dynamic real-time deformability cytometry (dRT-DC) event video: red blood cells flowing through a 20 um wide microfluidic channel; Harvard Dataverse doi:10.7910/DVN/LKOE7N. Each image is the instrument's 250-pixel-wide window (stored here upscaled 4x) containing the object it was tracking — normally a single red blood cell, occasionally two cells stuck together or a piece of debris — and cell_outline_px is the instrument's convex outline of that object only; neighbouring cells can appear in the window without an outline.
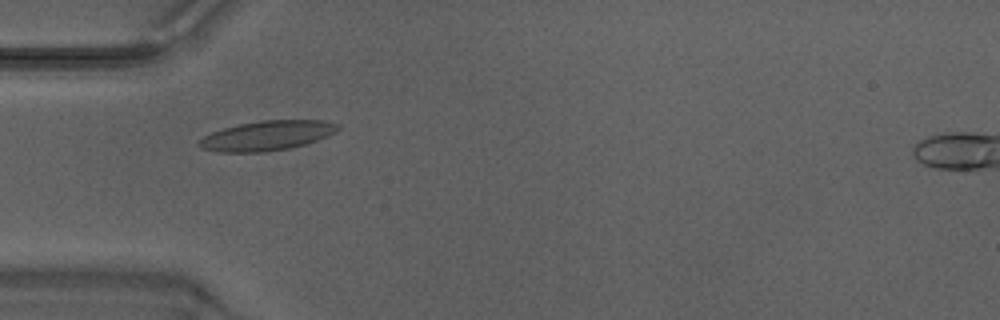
{"species": "Egyptian fruit bat (a non-hibernating species)", "species_latin": "Rousettus aegyptiacus", "temperature_condition": "warm", "stored_images_in_passage": 34, "camera_frame_rate_fps": 3000, "um_per_image_px": 0.085, "animal": {"sex": "male"}, "frame": {"image": 1, "passage_image": 1, "time_ms": 0.0, "image_size_px": [1000, 320], "cell_outline_px": [[340, 128], [336, 132], [328, 136], [304, 144], [288, 148], [264, 152], [216, 152], [200, 148], [196, 144], [204, 136], [212, 132], [224, 128], [240, 124], [260, 120], [324, 120], [340, 124]], "centroid_in_image_um": [22.7, 11.52], "position_along_channel_um": 62.3, "area_um2": 24.04}}
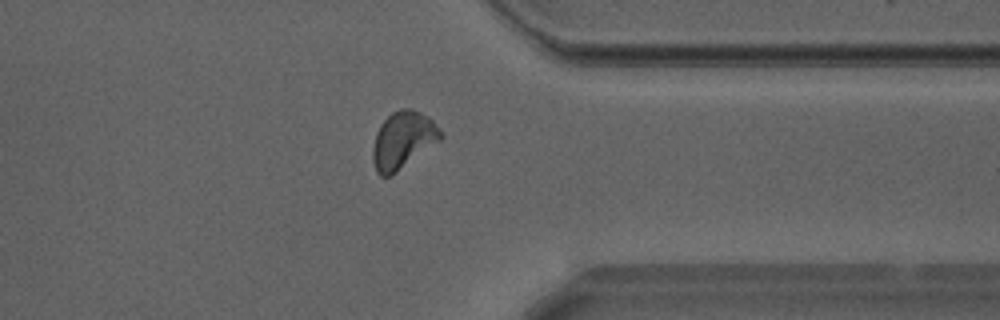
{"frame": {"image": 2, "passage_image": 24, "time_ms": 7.667, "image_size_px": [1000, 320], "cell_outline_px": [[444, 136], [440, 140], [392, 176], [380, 176], [376, 172], [372, 160], [372, 148], [376, 132], [380, 124], [392, 112], [400, 108], [412, 108], [428, 116], [440, 128]], "centroid_in_image_um": [34.24, 11.91], "position_along_channel_um": 377.2, "area_um2": 22.83}}
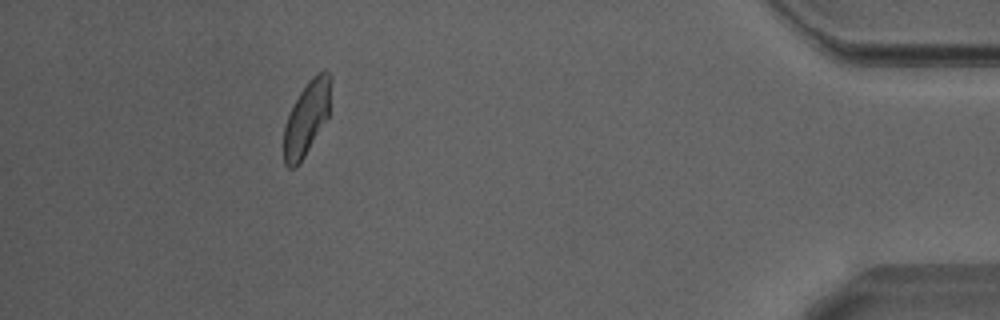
{"frame": {"image": 3, "passage_image": 30, "time_ms": 9.667, "image_size_px": [1000, 320], "cell_outline_px": [[332, 80], [328, 116], [304, 156], [296, 168], [288, 168], [284, 164], [284, 128], [288, 116], [300, 92], [308, 80], [316, 72], [324, 68], [332, 76]], "centroid_in_image_um": [26.09, 9.98], "position_along_channel_um": 409.1, "area_um2": 20.17}, "authors_computed_cell_mechanics": {"area_um2": 21.4149, "velocity_mm_per_s": 4.2072, "shape_relaxation_time_tau1_ms": 3.7647, "shape_relaxation_time_tau2_ms": 1.2187, "deformation_change_tau1": 0.1315, "deformation_change_tau2": 0.0883}}